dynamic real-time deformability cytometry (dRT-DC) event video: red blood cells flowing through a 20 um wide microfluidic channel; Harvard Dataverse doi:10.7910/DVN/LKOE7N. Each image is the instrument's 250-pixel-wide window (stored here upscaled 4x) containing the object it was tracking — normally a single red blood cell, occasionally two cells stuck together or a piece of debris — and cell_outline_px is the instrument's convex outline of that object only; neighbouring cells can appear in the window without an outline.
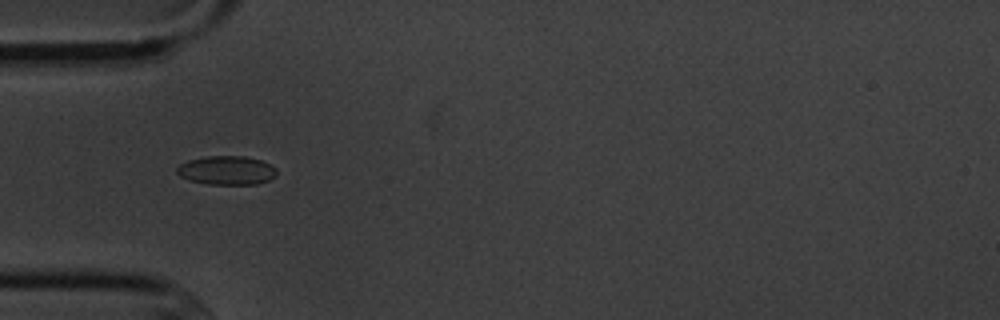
{"species": "common noctule bat (a hibernating species)", "species_latin": "Nyctalus noctula", "temperature_condition": "cold", "stored_images_in_passage": 4, "camera_frame_rate_fps": 3000, "um_per_image_px": 0.085, "animal": {"sex": "male", "body_mass_g": 20.1, "forearm_length_mm": 53.5}, "frame": {"image": 1, "passage_image": 3, "time_ms": 2.0, "image_size_px": [1000, 320], "cell_outline_px": [[276, 176], [268, 180], [256, 184], [208, 184], [188, 180], [180, 176], [176, 172], [176, 168], [180, 164], [188, 160], [208, 156], [244, 156], [260, 160], [276, 168]], "centroid_in_image_um": [19.24, 14.48], "position_along_channel_um": 65.8, "area_um2": 16.7}}
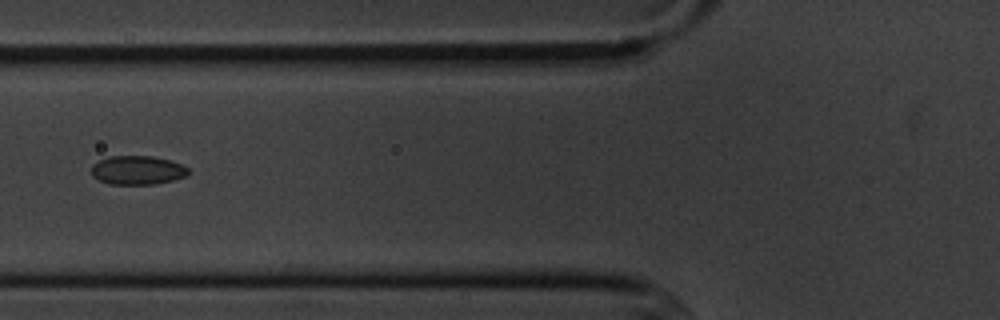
{"frame": {"image": 2, "passage_image": 4, "time_ms": 3.333, "image_size_px": [1000, 320], "cell_outline_px": [[188, 176], [172, 180], [152, 184], [108, 184], [92, 176], [92, 164], [100, 160], [112, 156], [152, 156], [172, 160], [188, 168]], "centroid_in_image_um": [11.69, 14.46], "position_along_channel_um": 114.1, "area_um2": 16.24}}